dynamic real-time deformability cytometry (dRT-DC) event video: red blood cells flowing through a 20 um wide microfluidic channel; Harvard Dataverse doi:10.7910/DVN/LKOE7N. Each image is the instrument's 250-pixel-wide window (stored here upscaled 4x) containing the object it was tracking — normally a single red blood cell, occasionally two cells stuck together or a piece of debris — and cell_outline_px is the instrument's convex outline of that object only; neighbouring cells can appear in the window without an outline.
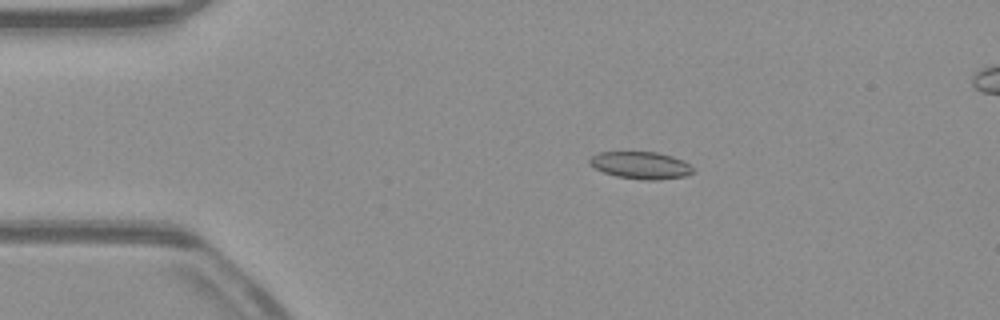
{"species": "common noctule bat (a hibernating species)", "species_latin": "Nyctalus noctula", "temperature_condition": "warm", "stored_images_in_passage": 44, "camera_frame_rate_fps": 3000, "um_per_image_px": 0.085, "animal": {"sex": "male", "body_mass_g": 23.1, "forearm_length_mm": 52.7}, "frame": {"image": 1, "passage_image": 1, "time_ms": 0.0, "image_size_px": [1000, 320], "cell_outline_px": [[692, 172], [684, 176], [656, 180], [644, 180], [616, 176], [604, 172], [588, 164], [588, 160], [596, 152], [656, 152], [672, 156], [684, 160], [692, 168]], "centroid_in_image_um": [54.43, 14.04], "position_along_channel_um": 30.6, "area_um2": 16.3}}
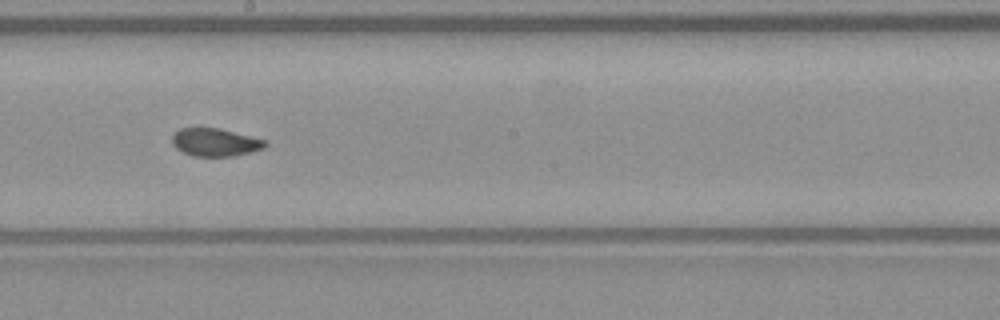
{"frame": {"image": 2, "passage_image": 20, "time_ms": 6.333, "image_size_px": [1000, 320], "cell_outline_px": [[268, 144], [264, 148], [232, 156], [192, 156], [176, 148], [172, 144], [172, 136], [180, 128], [220, 128], [268, 140]], "centroid_in_image_um": [18.31, 12.08], "position_along_channel_um": 229.9, "area_um2": 15.14}}
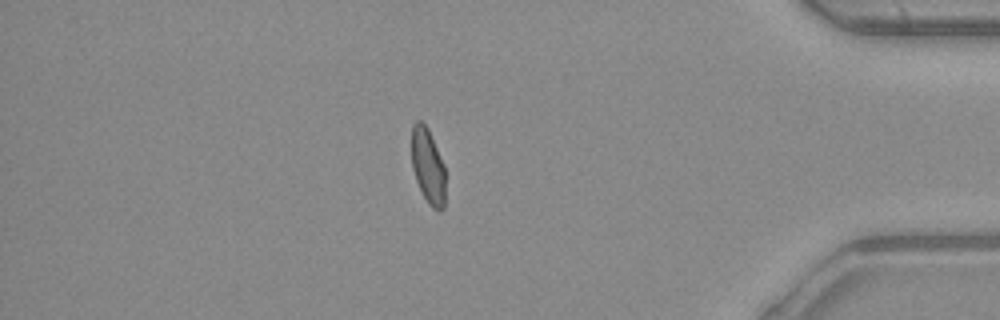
{"frame": {"image": 3, "passage_image": 36, "time_ms": 11.667, "image_size_px": [1000, 320], "cell_outline_px": [[444, 208], [440, 212], [436, 212], [428, 204], [416, 180], [412, 168], [412, 124], [416, 120], [420, 120], [428, 128], [444, 164]], "centroid_in_image_um": [36.37, 14.13], "position_along_channel_um": 398.8, "area_um2": 14.85}}